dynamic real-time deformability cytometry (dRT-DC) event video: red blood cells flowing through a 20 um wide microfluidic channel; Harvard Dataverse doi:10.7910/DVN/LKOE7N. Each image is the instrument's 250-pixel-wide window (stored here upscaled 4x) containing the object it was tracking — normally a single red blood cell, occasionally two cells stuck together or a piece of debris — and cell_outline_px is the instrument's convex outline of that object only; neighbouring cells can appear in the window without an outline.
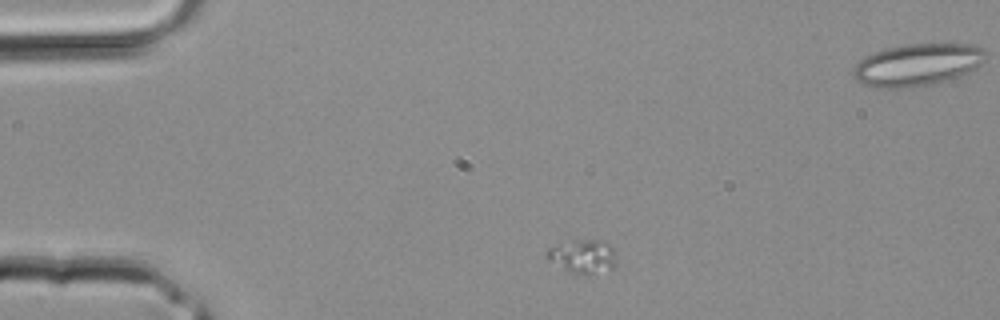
{"species": "common noctule bat (a hibernating species)", "species_latin": "Nyctalus noctula", "temperature_condition": "room temperature", "stored_images_in_passage": 3, "segment_of_instrument_passage": [1, 2], "camera_frame_rate_fps": 3000, "um_per_image_px": 0.085, "animal": {"sex": "male", "body_mass_g": 20.4}, "frame": {"image": 1, "passage_image": 1, "time_ms": 0.0, "image_size_px": [1000, 320], "cell_outline_px": [[612, 268], [592, 272], [572, 272], [548, 260], [544, 256], [548, 248], [572, 240], [604, 240], [612, 248]], "centroid_in_image_um": [49.45, 21.73], "position_along_channel_um": 35.6, "area_um2": 12.72}}